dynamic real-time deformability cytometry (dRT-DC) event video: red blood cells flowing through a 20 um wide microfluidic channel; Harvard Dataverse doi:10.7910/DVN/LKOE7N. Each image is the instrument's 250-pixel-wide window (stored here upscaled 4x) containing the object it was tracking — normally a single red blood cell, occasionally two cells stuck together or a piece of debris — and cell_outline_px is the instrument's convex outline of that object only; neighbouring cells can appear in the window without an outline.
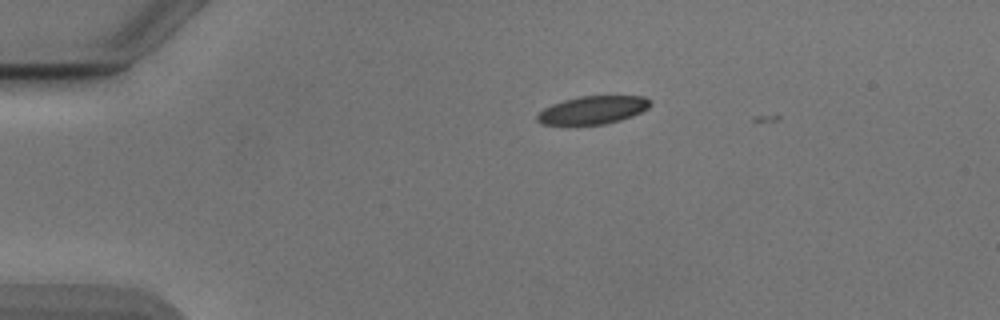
{"species": "Egyptian fruit bat (a non-hibernating species)", "species_latin": "Rousettus aegyptiacus", "temperature_condition": "cold", "stored_images_in_passage": 2, "camera_frame_rate_fps": 3000, "um_per_image_px": 0.085, "animal": {"sex": "male"}, "frame": {"image": 1, "passage_image": 1, "time_ms": 0.0, "image_size_px": [1000, 320], "cell_outline_px": [[652, 104], [648, 108], [632, 116], [620, 120], [604, 124], [544, 124], [536, 120], [536, 116], [544, 108], [552, 104], [564, 100], [580, 96], [644, 96], [652, 100]], "centroid_in_image_um": [50.42, 9.34], "position_along_channel_um": 34.6, "area_um2": 18.32}}